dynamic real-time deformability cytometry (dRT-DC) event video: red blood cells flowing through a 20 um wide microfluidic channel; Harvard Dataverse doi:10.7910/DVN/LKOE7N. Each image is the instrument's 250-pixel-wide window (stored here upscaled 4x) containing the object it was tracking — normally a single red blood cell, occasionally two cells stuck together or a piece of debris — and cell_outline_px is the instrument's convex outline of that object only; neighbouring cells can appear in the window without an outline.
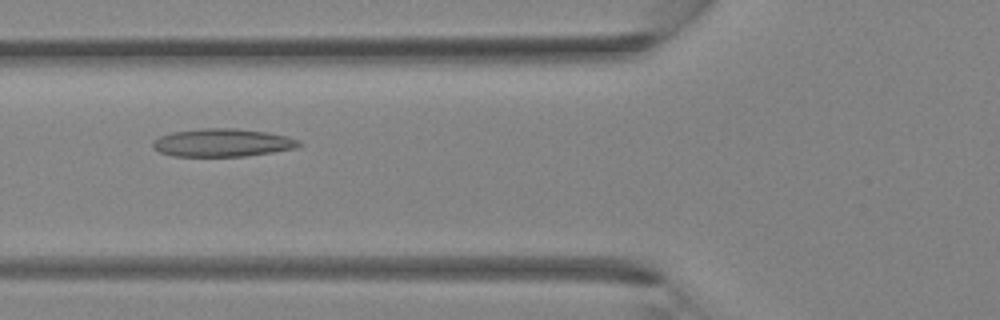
{"species": "Egyptian fruit bat (a non-hibernating species)", "species_latin": "Rousettus aegyptiacus", "temperature_condition": "room temperature", "stored_images_in_passage": 28, "camera_frame_rate_fps": 3000, "um_per_image_px": 0.085, "animal": {"sex": "female"}, "frame": {"image": 1, "passage_image": 5, "time_ms": 1.333, "image_size_px": [1000, 320], "cell_outline_px": [[304, 144], [296, 148], [248, 156], [172, 156], [160, 152], [152, 148], [152, 144], [160, 136], [172, 132], [204, 128], [236, 128], [268, 132], [288, 136], [300, 140]], "centroid_in_image_um": [18.96, 12.13], "position_along_channel_um": 106.8, "area_um2": 23.99}}
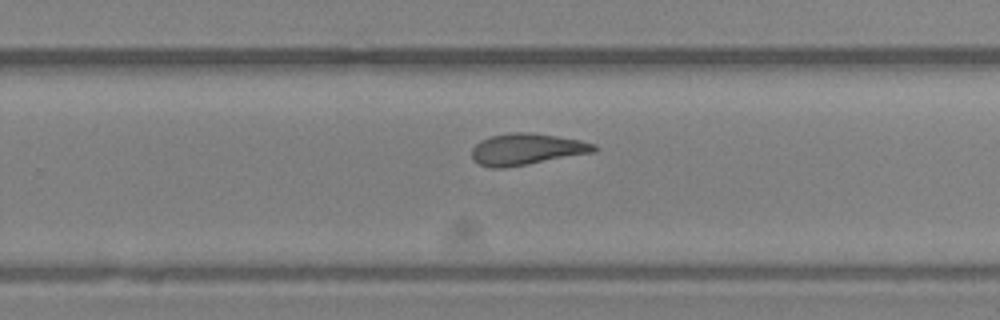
{"frame": {"image": 2, "passage_image": 15, "time_ms": 4.667, "image_size_px": [1000, 320], "cell_outline_px": [[596, 152], [528, 164], [504, 168], [492, 168], [480, 164], [472, 160], [472, 148], [480, 140], [492, 136], [512, 132], [528, 132], [556, 136], [580, 140], [596, 144]], "centroid_in_image_um": [44.76, 12.69], "position_along_channel_um": 285.0, "area_um2": 22.37}}
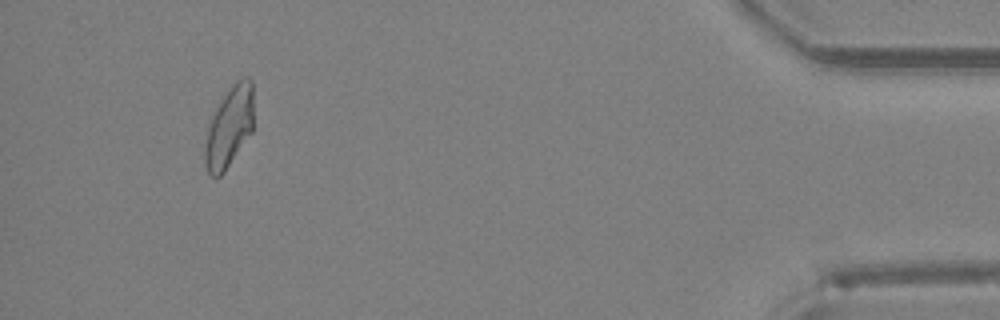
{"frame": {"image": 3, "passage_image": 26, "time_ms": 8.333, "image_size_px": [1000, 320], "cell_outline_px": [[252, 132], [224, 172], [220, 176], [212, 176], [208, 172], [204, 164], [204, 148], [208, 128], [212, 116], [216, 108], [232, 84], [240, 76], [248, 76], [252, 80]], "centroid_in_image_um": [19.48, 10.78], "position_along_channel_um": 415.7, "area_um2": 22.72}}